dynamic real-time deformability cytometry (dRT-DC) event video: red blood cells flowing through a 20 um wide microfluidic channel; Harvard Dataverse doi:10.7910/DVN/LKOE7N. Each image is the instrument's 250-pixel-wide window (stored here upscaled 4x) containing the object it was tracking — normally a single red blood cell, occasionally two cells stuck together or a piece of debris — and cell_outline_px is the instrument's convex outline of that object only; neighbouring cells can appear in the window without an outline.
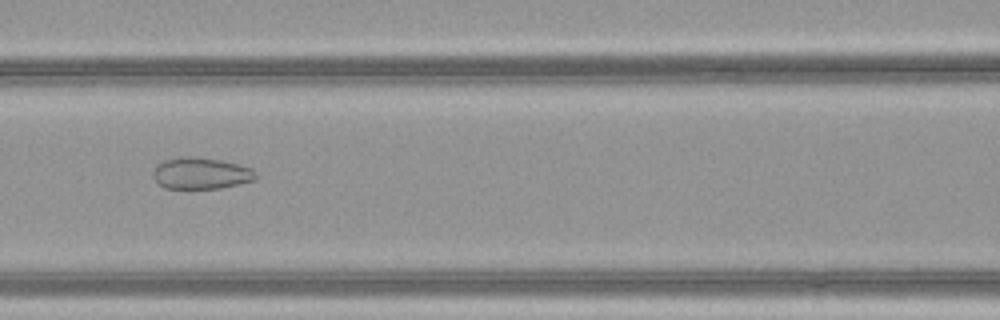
{"species": "common noctule bat (a hibernating species)", "species_latin": "Nyctalus noctula", "temperature_condition": "warm", "stored_images_in_passage": 48, "camera_frame_rate_fps": 3000, "um_per_image_px": 0.085, "animal": {"sex": "female", "body_mass_g": 21.9}, "frame": {"image": 1, "passage_image": 22, "time_ms": 7.0, "image_size_px": [1000, 320], "cell_outline_px": [[256, 176], [252, 180], [220, 188], [164, 188], [152, 176], [152, 172], [156, 164], [164, 160], [188, 156], [196, 156], [220, 160], [252, 168], [256, 172]], "centroid_in_image_um": [17.03, 14.72], "position_along_channel_um": 149.6, "area_um2": 18.67}}
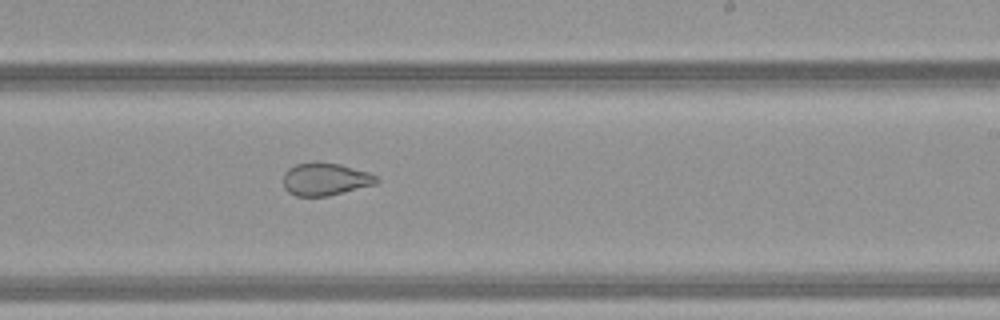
{"frame": {"image": 2, "passage_image": 30, "time_ms": 9.667, "image_size_px": [1000, 320], "cell_outline_px": [[380, 180], [376, 184], [328, 196], [296, 196], [288, 192], [284, 188], [284, 172], [288, 168], [296, 164], [340, 164], [368, 172], [376, 176]], "centroid_in_image_um": [27.66, 15.26], "position_along_channel_um": 261.3, "area_um2": 17.34}}
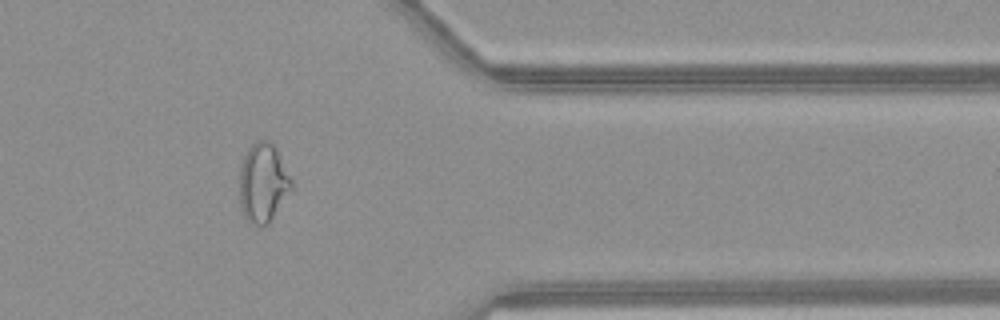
{"frame": {"image": 3, "passage_image": 40, "time_ms": 13.0, "image_size_px": [1000, 320], "cell_outline_px": [[292, 188], [272, 220], [268, 224], [256, 224], [248, 220], [244, 216], [240, 208], [240, 168], [244, 156], [248, 148], [256, 140], [268, 140], [276, 148], [292, 180]], "centroid_in_image_um": [22.36, 15.53], "position_along_channel_um": 389.0, "area_um2": 23.76}, "authors_computed_cell_mechanics": {"area_um2": 25.2297, "velocity_mm_per_s": 4.2077, "shape_relaxation_time_tau1_ms": null, "shape_relaxation_time_tau2_ms": 1.4723, "deformation_change_tau1": null, "deformation_change_tau2": 0.0822}}